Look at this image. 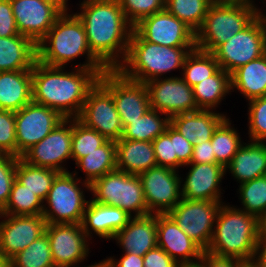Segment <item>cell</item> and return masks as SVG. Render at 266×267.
I'll return each mask as SVG.
<instances>
[{
  "mask_svg": "<svg viewBox=\"0 0 266 267\" xmlns=\"http://www.w3.org/2000/svg\"><path fill=\"white\" fill-rule=\"evenodd\" d=\"M78 68L77 73H65L60 66L36 60L32 67V101L52 108L65 119L78 118L89 90L108 70Z\"/></svg>",
  "mask_w": 266,
  "mask_h": 267,
  "instance_id": "1",
  "label": "cell"
},
{
  "mask_svg": "<svg viewBox=\"0 0 266 267\" xmlns=\"http://www.w3.org/2000/svg\"><path fill=\"white\" fill-rule=\"evenodd\" d=\"M81 5L83 11L76 15L84 26L91 52L108 69H116L121 64L116 54L123 51L124 61L133 31L119 1L85 0Z\"/></svg>",
  "mask_w": 266,
  "mask_h": 267,
  "instance_id": "2",
  "label": "cell"
},
{
  "mask_svg": "<svg viewBox=\"0 0 266 267\" xmlns=\"http://www.w3.org/2000/svg\"><path fill=\"white\" fill-rule=\"evenodd\" d=\"M215 222L216 228L206 251L215 256L252 263L257 256L256 246L260 233L257 217L222 205Z\"/></svg>",
  "mask_w": 266,
  "mask_h": 267,
  "instance_id": "3",
  "label": "cell"
},
{
  "mask_svg": "<svg viewBox=\"0 0 266 267\" xmlns=\"http://www.w3.org/2000/svg\"><path fill=\"white\" fill-rule=\"evenodd\" d=\"M46 42L51 44L50 47ZM36 48L37 60L48 66L62 67L68 61L87 52L88 63L83 64L82 68L108 69L91 52L84 26L76 14L69 16L63 12Z\"/></svg>",
  "mask_w": 266,
  "mask_h": 267,
  "instance_id": "4",
  "label": "cell"
},
{
  "mask_svg": "<svg viewBox=\"0 0 266 267\" xmlns=\"http://www.w3.org/2000/svg\"><path fill=\"white\" fill-rule=\"evenodd\" d=\"M186 48V52L184 51ZM189 48V51H187ZM196 47H168L151 43L142 39L134 30L124 63L116 69L126 78L146 83L158 79L162 73L183 67L186 56Z\"/></svg>",
  "mask_w": 266,
  "mask_h": 267,
  "instance_id": "5",
  "label": "cell"
},
{
  "mask_svg": "<svg viewBox=\"0 0 266 267\" xmlns=\"http://www.w3.org/2000/svg\"><path fill=\"white\" fill-rule=\"evenodd\" d=\"M259 14L255 6L212 3L202 26L195 32L196 48L212 53L219 45L246 28Z\"/></svg>",
  "mask_w": 266,
  "mask_h": 267,
  "instance_id": "6",
  "label": "cell"
},
{
  "mask_svg": "<svg viewBox=\"0 0 266 267\" xmlns=\"http://www.w3.org/2000/svg\"><path fill=\"white\" fill-rule=\"evenodd\" d=\"M95 202L119 207L131 215L135 211V217L149 215L143 191V185L139 175L129 174L120 170L106 173L90 184Z\"/></svg>",
  "mask_w": 266,
  "mask_h": 267,
  "instance_id": "7",
  "label": "cell"
},
{
  "mask_svg": "<svg viewBox=\"0 0 266 267\" xmlns=\"http://www.w3.org/2000/svg\"><path fill=\"white\" fill-rule=\"evenodd\" d=\"M265 53L266 31L260 15L212 52L219 67L229 74Z\"/></svg>",
  "mask_w": 266,
  "mask_h": 267,
  "instance_id": "8",
  "label": "cell"
},
{
  "mask_svg": "<svg viewBox=\"0 0 266 267\" xmlns=\"http://www.w3.org/2000/svg\"><path fill=\"white\" fill-rule=\"evenodd\" d=\"M73 176L69 172H60L55 177L45 199L52 211L44 208L42 213L47 224H82L88 201L83 198Z\"/></svg>",
  "mask_w": 266,
  "mask_h": 267,
  "instance_id": "9",
  "label": "cell"
},
{
  "mask_svg": "<svg viewBox=\"0 0 266 267\" xmlns=\"http://www.w3.org/2000/svg\"><path fill=\"white\" fill-rule=\"evenodd\" d=\"M98 81L111 93L123 128L150 109L145 83L128 79L117 69L104 71Z\"/></svg>",
  "mask_w": 266,
  "mask_h": 267,
  "instance_id": "10",
  "label": "cell"
},
{
  "mask_svg": "<svg viewBox=\"0 0 266 267\" xmlns=\"http://www.w3.org/2000/svg\"><path fill=\"white\" fill-rule=\"evenodd\" d=\"M220 207V202L181 198L167 214L188 237L206 251L213 236L212 227Z\"/></svg>",
  "mask_w": 266,
  "mask_h": 267,
  "instance_id": "11",
  "label": "cell"
},
{
  "mask_svg": "<svg viewBox=\"0 0 266 267\" xmlns=\"http://www.w3.org/2000/svg\"><path fill=\"white\" fill-rule=\"evenodd\" d=\"M77 119L107 140L117 141L122 137L124 128L113 97L99 81L89 90Z\"/></svg>",
  "mask_w": 266,
  "mask_h": 267,
  "instance_id": "12",
  "label": "cell"
},
{
  "mask_svg": "<svg viewBox=\"0 0 266 267\" xmlns=\"http://www.w3.org/2000/svg\"><path fill=\"white\" fill-rule=\"evenodd\" d=\"M64 119L52 108L33 101L16 111L17 157L39 143Z\"/></svg>",
  "mask_w": 266,
  "mask_h": 267,
  "instance_id": "13",
  "label": "cell"
},
{
  "mask_svg": "<svg viewBox=\"0 0 266 267\" xmlns=\"http://www.w3.org/2000/svg\"><path fill=\"white\" fill-rule=\"evenodd\" d=\"M145 41L168 47H196L195 32L166 9L145 17L133 26Z\"/></svg>",
  "mask_w": 266,
  "mask_h": 267,
  "instance_id": "14",
  "label": "cell"
},
{
  "mask_svg": "<svg viewBox=\"0 0 266 267\" xmlns=\"http://www.w3.org/2000/svg\"><path fill=\"white\" fill-rule=\"evenodd\" d=\"M177 175L176 170L162 166L150 168L139 174L150 214H167L180 201L181 182Z\"/></svg>",
  "mask_w": 266,
  "mask_h": 267,
  "instance_id": "15",
  "label": "cell"
},
{
  "mask_svg": "<svg viewBox=\"0 0 266 267\" xmlns=\"http://www.w3.org/2000/svg\"><path fill=\"white\" fill-rule=\"evenodd\" d=\"M148 90L150 108L159 110L169 118L200 110L195 102L193 88L182 78L155 79L145 83Z\"/></svg>",
  "mask_w": 266,
  "mask_h": 267,
  "instance_id": "16",
  "label": "cell"
},
{
  "mask_svg": "<svg viewBox=\"0 0 266 267\" xmlns=\"http://www.w3.org/2000/svg\"><path fill=\"white\" fill-rule=\"evenodd\" d=\"M19 34L36 45L47 35L63 13L56 5L45 0H10Z\"/></svg>",
  "mask_w": 266,
  "mask_h": 267,
  "instance_id": "17",
  "label": "cell"
},
{
  "mask_svg": "<svg viewBox=\"0 0 266 267\" xmlns=\"http://www.w3.org/2000/svg\"><path fill=\"white\" fill-rule=\"evenodd\" d=\"M70 119L60 122L45 138L28 149L20 158L36 167L67 172L59 163L72 157V126L65 128Z\"/></svg>",
  "mask_w": 266,
  "mask_h": 267,
  "instance_id": "18",
  "label": "cell"
},
{
  "mask_svg": "<svg viewBox=\"0 0 266 267\" xmlns=\"http://www.w3.org/2000/svg\"><path fill=\"white\" fill-rule=\"evenodd\" d=\"M47 222L42 215H10L0 223V251L8 262L33 241L45 234Z\"/></svg>",
  "mask_w": 266,
  "mask_h": 267,
  "instance_id": "19",
  "label": "cell"
},
{
  "mask_svg": "<svg viewBox=\"0 0 266 267\" xmlns=\"http://www.w3.org/2000/svg\"><path fill=\"white\" fill-rule=\"evenodd\" d=\"M45 234L55 267H71L86 257L89 249L82 224H47Z\"/></svg>",
  "mask_w": 266,
  "mask_h": 267,
  "instance_id": "20",
  "label": "cell"
},
{
  "mask_svg": "<svg viewBox=\"0 0 266 267\" xmlns=\"http://www.w3.org/2000/svg\"><path fill=\"white\" fill-rule=\"evenodd\" d=\"M157 242L175 262L181 267H194L200 260L204 250L183 232L168 214H157ZM182 258L177 260V256Z\"/></svg>",
  "mask_w": 266,
  "mask_h": 267,
  "instance_id": "21",
  "label": "cell"
},
{
  "mask_svg": "<svg viewBox=\"0 0 266 267\" xmlns=\"http://www.w3.org/2000/svg\"><path fill=\"white\" fill-rule=\"evenodd\" d=\"M225 172L221 164H193L183 184L182 198L221 202L218 184Z\"/></svg>",
  "mask_w": 266,
  "mask_h": 267,
  "instance_id": "22",
  "label": "cell"
},
{
  "mask_svg": "<svg viewBox=\"0 0 266 267\" xmlns=\"http://www.w3.org/2000/svg\"><path fill=\"white\" fill-rule=\"evenodd\" d=\"M113 238L123 246L125 253L143 257L148 251L158 246L157 214L134 216Z\"/></svg>",
  "mask_w": 266,
  "mask_h": 267,
  "instance_id": "23",
  "label": "cell"
},
{
  "mask_svg": "<svg viewBox=\"0 0 266 267\" xmlns=\"http://www.w3.org/2000/svg\"><path fill=\"white\" fill-rule=\"evenodd\" d=\"M132 216L119 207L88 201L82 221L83 231L89 236L88 226L100 237L111 239L122 230Z\"/></svg>",
  "mask_w": 266,
  "mask_h": 267,
  "instance_id": "24",
  "label": "cell"
},
{
  "mask_svg": "<svg viewBox=\"0 0 266 267\" xmlns=\"http://www.w3.org/2000/svg\"><path fill=\"white\" fill-rule=\"evenodd\" d=\"M225 118L219 113L200 109L170 117V125L194 146L210 141L214 130Z\"/></svg>",
  "mask_w": 266,
  "mask_h": 267,
  "instance_id": "25",
  "label": "cell"
},
{
  "mask_svg": "<svg viewBox=\"0 0 266 267\" xmlns=\"http://www.w3.org/2000/svg\"><path fill=\"white\" fill-rule=\"evenodd\" d=\"M32 102V70L0 72V110L19 111Z\"/></svg>",
  "mask_w": 266,
  "mask_h": 267,
  "instance_id": "26",
  "label": "cell"
},
{
  "mask_svg": "<svg viewBox=\"0 0 266 267\" xmlns=\"http://www.w3.org/2000/svg\"><path fill=\"white\" fill-rule=\"evenodd\" d=\"M115 144L117 170L139 175L157 166L152 142L119 139Z\"/></svg>",
  "mask_w": 266,
  "mask_h": 267,
  "instance_id": "27",
  "label": "cell"
},
{
  "mask_svg": "<svg viewBox=\"0 0 266 267\" xmlns=\"http://www.w3.org/2000/svg\"><path fill=\"white\" fill-rule=\"evenodd\" d=\"M36 47L31 39L22 34L0 37V72L32 70L37 60Z\"/></svg>",
  "mask_w": 266,
  "mask_h": 267,
  "instance_id": "28",
  "label": "cell"
},
{
  "mask_svg": "<svg viewBox=\"0 0 266 267\" xmlns=\"http://www.w3.org/2000/svg\"><path fill=\"white\" fill-rule=\"evenodd\" d=\"M225 168H230L241 184L266 175V144L253 141L242 145Z\"/></svg>",
  "mask_w": 266,
  "mask_h": 267,
  "instance_id": "29",
  "label": "cell"
},
{
  "mask_svg": "<svg viewBox=\"0 0 266 267\" xmlns=\"http://www.w3.org/2000/svg\"><path fill=\"white\" fill-rule=\"evenodd\" d=\"M230 81L231 89L234 86L249 100L266 96V53L232 72Z\"/></svg>",
  "mask_w": 266,
  "mask_h": 267,
  "instance_id": "30",
  "label": "cell"
},
{
  "mask_svg": "<svg viewBox=\"0 0 266 267\" xmlns=\"http://www.w3.org/2000/svg\"><path fill=\"white\" fill-rule=\"evenodd\" d=\"M77 164L87 174V180L84 184L87 189H90V184L94 180L117 169L115 141L107 140L95 151L79 159Z\"/></svg>",
  "mask_w": 266,
  "mask_h": 267,
  "instance_id": "31",
  "label": "cell"
},
{
  "mask_svg": "<svg viewBox=\"0 0 266 267\" xmlns=\"http://www.w3.org/2000/svg\"><path fill=\"white\" fill-rule=\"evenodd\" d=\"M192 88L198 108L209 110L217 105L231 89L230 74L219 68L212 76Z\"/></svg>",
  "mask_w": 266,
  "mask_h": 267,
  "instance_id": "32",
  "label": "cell"
},
{
  "mask_svg": "<svg viewBox=\"0 0 266 267\" xmlns=\"http://www.w3.org/2000/svg\"><path fill=\"white\" fill-rule=\"evenodd\" d=\"M59 173L51 168L32 166L18 157L15 179L43 201Z\"/></svg>",
  "mask_w": 266,
  "mask_h": 267,
  "instance_id": "33",
  "label": "cell"
},
{
  "mask_svg": "<svg viewBox=\"0 0 266 267\" xmlns=\"http://www.w3.org/2000/svg\"><path fill=\"white\" fill-rule=\"evenodd\" d=\"M158 112L150 108L143 116L135 121H131L123 129L120 139L152 142L159 135L163 134L170 124V118L167 117L161 120L160 116L157 115Z\"/></svg>",
  "mask_w": 266,
  "mask_h": 267,
  "instance_id": "34",
  "label": "cell"
},
{
  "mask_svg": "<svg viewBox=\"0 0 266 267\" xmlns=\"http://www.w3.org/2000/svg\"><path fill=\"white\" fill-rule=\"evenodd\" d=\"M42 200L26 186L16 179L13 182L9 199L5 207L0 211V217L4 215H42L44 207L40 205Z\"/></svg>",
  "mask_w": 266,
  "mask_h": 267,
  "instance_id": "35",
  "label": "cell"
},
{
  "mask_svg": "<svg viewBox=\"0 0 266 267\" xmlns=\"http://www.w3.org/2000/svg\"><path fill=\"white\" fill-rule=\"evenodd\" d=\"M182 68L184 70L182 79L193 87L212 76L220 67L212 53L195 48L186 56Z\"/></svg>",
  "mask_w": 266,
  "mask_h": 267,
  "instance_id": "36",
  "label": "cell"
},
{
  "mask_svg": "<svg viewBox=\"0 0 266 267\" xmlns=\"http://www.w3.org/2000/svg\"><path fill=\"white\" fill-rule=\"evenodd\" d=\"M211 4V0H165V9L196 32Z\"/></svg>",
  "mask_w": 266,
  "mask_h": 267,
  "instance_id": "37",
  "label": "cell"
},
{
  "mask_svg": "<svg viewBox=\"0 0 266 267\" xmlns=\"http://www.w3.org/2000/svg\"><path fill=\"white\" fill-rule=\"evenodd\" d=\"M229 119H224L214 130L211 144L216 161L226 167L240 149L238 133L230 126Z\"/></svg>",
  "mask_w": 266,
  "mask_h": 267,
  "instance_id": "38",
  "label": "cell"
},
{
  "mask_svg": "<svg viewBox=\"0 0 266 267\" xmlns=\"http://www.w3.org/2000/svg\"><path fill=\"white\" fill-rule=\"evenodd\" d=\"M8 264L11 267H55L46 234L33 241L23 251L12 257Z\"/></svg>",
  "mask_w": 266,
  "mask_h": 267,
  "instance_id": "39",
  "label": "cell"
},
{
  "mask_svg": "<svg viewBox=\"0 0 266 267\" xmlns=\"http://www.w3.org/2000/svg\"><path fill=\"white\" fill-rule=\"evenodd\" d=\"M75 121V122H74ZM107 139L97 131L86 127L77 118L72 124V158L77 162L102 146Z\"/></svg>",
  "mask_w": 266,
  "mask_h": 267,
  "instance_id": "40",
  "label": "cell"
},
{
  "mask_svg": "<svg viewBox=\"0 0 266 267\" xmlns=\"http://www.w3.org/2000/svg\"><path fill=\"white\" fill-rule=\"evenodd\" d=\"M240 194L244 211L258 218L266 207V175L242 183Z\"/></svg>",
  "mask_w": 266,
  "mask_h": 267,
  "instance_id": "41",
  "label": "cell"
},
{
  "mask_svg": "<svg viewBox=\"0 0 266 267\" xmlns=\"http://www.w3.org/2000/svg\"><path fill=\"white\" fill-rule=\"evenodd\" d=\"M133 27L140 20L165 9V0H118ZM130 17V18H129Z\"/></svg>",
  "mask_w": 266,
  "mask_h": 267,
  "instance_id": "42",
  "label": "cell"
},
{
  "mask_svg": "<svg viewBox=\"0 0 266 267\" xmlns=\"http://www.w3.org/2000/svg\"><path fill=\"white\" fill-rule=\"evenodd\" d=\"M157 166L176 170L182 164L174 155V128L169 124L165 132L152 141Z\"/></svg>",
  "mask_w": 266,
  "mask_h": 267,
  "instance_id": "43",
  "label": "cell"
},
{
  "mask_svg": "<svg viewBox=\"0 0 266 267\" xmlns=\"http://www.w3.org/2000/svg\"><path fill=\"white\" fill-rule=\"evenodd\" d=\"M0 154L17 156L14 111L0 110Z\"/></svg>",
  "mask_w": 266,
  "mask_h": 267,
  "instance_id": "44",
  "label": "cell"
},
{
  "mask_svg": "<svg viewBox=\"0 0 266 267\" xmlns=\"http://www.w3.org/2000/svg\"><path fill=\"white\" fill-rule=\"evenodd\" d=\"M249 134L253 141L266 139V96L250 100Z\"/></svg>",
  "mask_w": 266,
  "mask_h": 267,
  "instance_id": "45",
  "label": "cell"
},
{
  "mask_svg": "<svg viewBox=\"0 0 266 267\" xmlns=\"http://www.w3.org/2000/svg\"><path fill=\"white\" fill-rule=\"evenodd\" d=\"M17 161V156L0 154V211L9 199L15 180Z\"/></svg>",
  "mask_w": 266,
  "mask_h": 267,
  "instance_id": "46",
  "label": "cell"
},
{
  "mask_svg": "<svg viewBox=\"0 0 266 267\" xmlns=\"http://www.w3.org/2000/svg\"><path fill=\"white\" fill-rule=\"evenodd\" d=\"M18 34L10 0H0V37L6 38Z\"/></svg>",
  "mask_w": 266,
  "mask_h": 267,
  "instance_id": "47",
  "label": "cell"
},
{
  "mask_svg": "<svg viewBox=\"0 0 266 267\" xmlns=\"http://www.w3.org/2000/svg\"><path fill=\"white\" fill-rule=\"evenodd\" d=\"M143 265L144 267H181L159 246L143 256Z\"/></svg>",
  "mask_w": 266,
  "mask_h": 267,
  "instance_id": "48",
  "label": "cell"
},
{
  "mask_svg": "<svg viewBox=\"0 0 266 267\" xmlns=\"http://www.w3.org/2000/svg\"><path fill=\"white\" fill-rule=\"evenodd\" d=\"M202 163L219 164L216 161L211 140L193 146L192 157L189 165Z\"/></svg>",
  "mask_w": 266,
  "mask_h": 267,
  "instance_id": "49",
  "label": "cell"
},
{
  "mask_svg": "<svg viewBox=\"0 0 266 267\" xmlns=\"http://www.w3.org/2000/svg\"><path fill=\"white\" fill-rule=\"evenodd\" d=\"M198 267H243L246 263L235 258L219 257L204 251Z\"/></svg>",
  "mask_w": 266,
  "mask_h": 267,
  "instance_id": "50",
  "label": "cell"
},
{
  "mask_svg": "<svg viewBox=\"0 0 266 267\" xmlns=\"http://www.w3.org/2000/svg\"><path fill=\"white\" fill-rule=\"evenodd\" d=\"M193 145L174 129V155L182 165L190 164Z\"/></svg>",
  "mask_w": 266,
  "mask_h": 267,
  "instance_id": "51",
  "label": "cell"
},
{
  "mask_svg": "<svg viewBox=\"0 0 266 267\" xmlns=\"http://www.w3.org/2000/svg\"><path fill=\"white\" fill-rule=\"evenodd\" d=\"M117 263V264H115ZM101 267H144L143 257L134 255L132 253H125L120 259L119 263L115 262L114 259H106L100 263Z\"/></svg>",
  "mask_w": 266,
  "mask_h": 267,
  "instance_id": "52",
  "label": "cell"
},
{
  "mask_svg": "<svg viewBox=\"0 0 266 267\" xmlns=\"http://www.w3.org/2000/svg\"><path fill=\"white\" fill-rule=\"evenodd\" d=\"M262 248V250L260 249ZM260 249V254L258 253ZM256 254H259L256 260L252 261L255 267H266V232H260L256 246Z\"/></svg>",
  "mask_w": 266,
  "mask_h": 267,
  "instance_id": "53",
  "label": "cell"
},
{
  "mask_svg": "<svg viewBox=\"0 0 266 267\" xmlns=\"http://www.w3.org/2000/svg\"><path fill=\"white\" fill-rule=\"evenodd\" d=\"M211 1H212V3H215V4L253 6V4H252V2L250 0H211Z\"/></svg>",
  "mask_w": 266,
  "mask_h": 267,
  "instance_id": "54",
  "label": "cell"
},
{
  "mask_svg": "<svg viewBox=\"0 0 266 267\" xmlns=\"http://www.w3.org/2000/svg\"><path fill=\"white\" fill-rule=\"evenodd\" d=\"M258 229L259 232H266V207L263 212L258 216Z\"/></svg>",
  "mask_w": 266,
  "mask_h": 267,
  "instance_id": "55",
  "label": "cell"
},
{
  "mask_svg": "<svg viewBox=\"0 0 266 267\" xmlns=\"http://www.w3.org/2000/svg\"><path fill=\"white\" fill-rule=\"evenodd\" d=\"M48 1L54 5H56L62 12H66V2L67 0H45Z\"/></svg>",
  "mask_w": 266,
  "mask_h": 267,
  "instance_id": "56",
  "label": "cell"
},
{
  "mask_svg": "<svg viewBox=\"0 0 266 267\" xmlns=\"http://www.w3.org/2000/svg\"><path fill=\"white\" fill-rule=\"evenodd\" d=\"M8 262L4 259L1 251H0V267H5Z\"/></svg>",
  "mask_w": 266,
  "mask_h": 267,
  "instance_id": "57",
  "label": "cell"
},
{
  "mask_svg": "<svg viewBox=\"0 0 266 267\" xmlns=\"http://www.w3.org/2000/svg\"><path fill=\"white\" fill-rule=\"evenodd\" d=\"M259 15H260V18L262 19L264 26H265V29H266V17L261 15V13Z\"/></svg>",
  "mask_w": 266,
  "mask_h": 267,
  "instance_id": "58",
  "label": "cell"
},
{
  "mask_svg": "<svg viewBox=\"0 0 266 267\" xmlns=\"http://www.w3.org/2000/svg\"><path fill=\"white\" fill-rule=\"evenodd\" d=\"M243 267H255L252 263H246Z\"/></svg>",
  "mask_w": 266,
  "mask_h": 267,
  "instance_id": "59",
  "label": "cell"
},
{
  "mask_svg": "<svg viewBox=\"0 0 266 267\" xmlns=\"http://www.w3.org/2000/svg\"><path fill=\"white\" fill-rule=\"evenodd\" d=\"M88 267H101V266H100V263H98V265L94 264V265H91V266H88Z\"/></svg>",
  "mask_w": 266,
  "mask_h": 267,
  "instance_id": "60",
  "label": "cell"
}]
</instances>
